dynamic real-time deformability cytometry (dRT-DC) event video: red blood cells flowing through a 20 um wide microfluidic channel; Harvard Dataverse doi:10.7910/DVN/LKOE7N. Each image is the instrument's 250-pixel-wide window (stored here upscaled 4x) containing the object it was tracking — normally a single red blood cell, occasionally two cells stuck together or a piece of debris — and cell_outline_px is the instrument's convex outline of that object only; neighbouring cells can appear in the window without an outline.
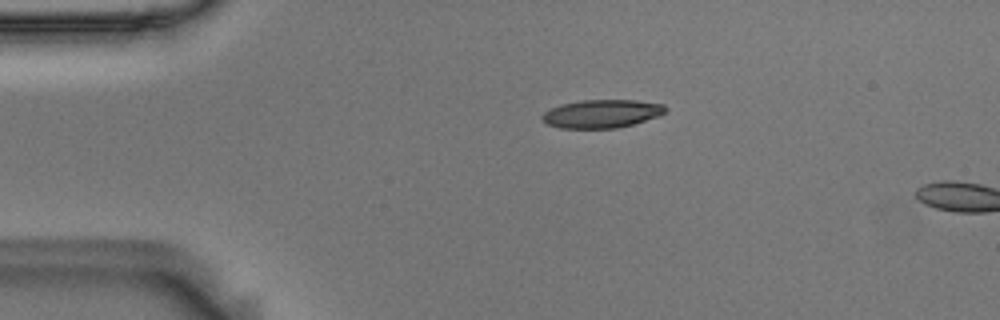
{"species": "Egyptian fruit bat (a non-hibernating species)", "species_latin": "Rousettus aegyptiacus", "temperature_condition": "room temperature", "stored_images_in_passage": 3, "camera_frame_rate_fps": 3000, "um_per_image_px": 0.085, "animal": {"sex": "male"}, "frame": {"image": 1, "passage_image": 1, "time_ms": 0.0, "image_size_px": [1000, 320], "cell_outline_px": [[668, 108], [660, 116], [632, 124], [616, 128], [560, 128], [548, 124], [540, 116], [544, 112], [552, 108], [564, 104], [580, 100], [636, 100], [664, 104]], "centroid_in_image_um": [51.18, 9.66], "position_along_channel_um": 33.8, "area_um2": 20.17}}